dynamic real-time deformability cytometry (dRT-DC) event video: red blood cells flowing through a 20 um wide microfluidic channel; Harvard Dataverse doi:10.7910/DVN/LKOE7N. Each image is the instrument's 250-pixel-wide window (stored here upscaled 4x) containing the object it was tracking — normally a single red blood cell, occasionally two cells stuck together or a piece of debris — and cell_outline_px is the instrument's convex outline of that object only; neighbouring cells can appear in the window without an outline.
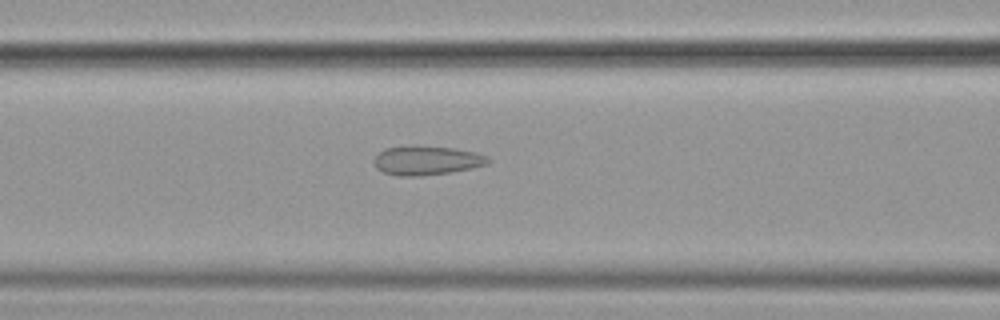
{"species": "common noctule bat (a hibernating species)", "species_latin": "Nyctalus noctula", "temperature_condition": "cold", "stored_images_in_passage": 56, "camera_frame_rate_fps": 3000, "um_per_image_px": 0.085, "animal": {"sex": "female", "body_mass_g": 19.9}, "frame": {"image": 1, "passage_image": 24, "time_ms": 7.667, "image_size_px": [1000, 320], "cell_outline_px": [[492, 160], [488, 164], [472, 168], [448, 172], [420, 176], [400, 176], [384, 172], [376, 168], [372, 160], [384, 148], [412, 144], [452, 148], [476, 152]], "centroid_in_image_um": [36.23, 13.62], "position_along_channel_um": 130.4, "area_um2": 19.54}}
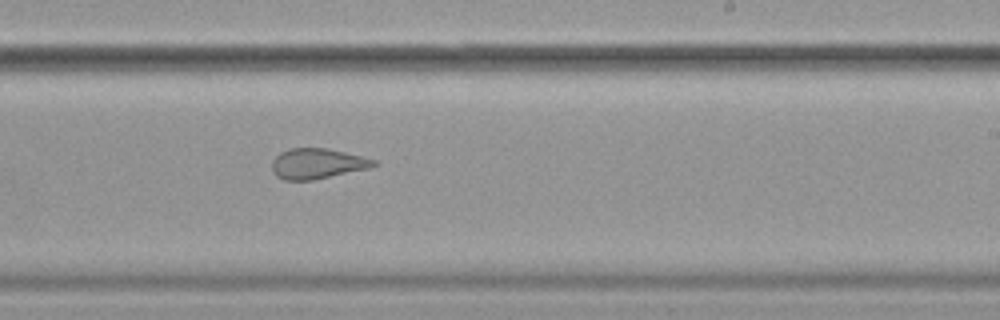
{"frame": {"image": 2, "passage_image": 35, "time_ms": 11.333, "image_size_px": [1000, 320], "cell_outline_px": [[380, 164], [368, 168], [312, 180], [284, 180], [276, 176], [272, 172], [272, 160], [280, 152], [288, 148], [328, 148], [364, 156], [376, 160]], "centroid_in_image_um": [26.97, 13.89], "position_along_channel_um": 262.0, "area_um2": 18.15}}
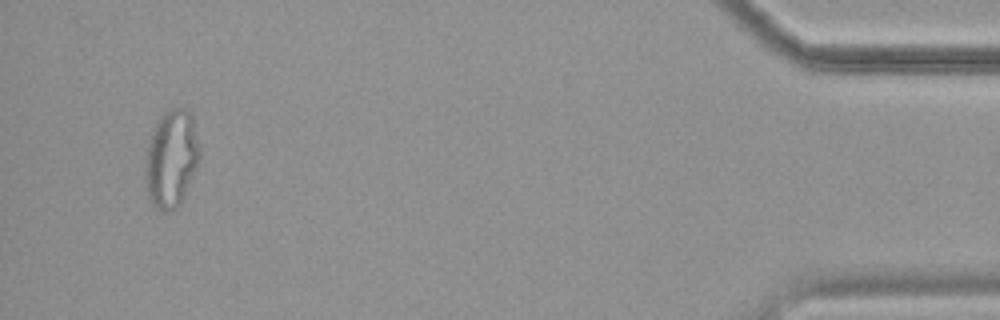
{"frame": {"image": 3, "passage_image": 54, "time_ms": 17.667, "image_size_px": [1000, 320], "cell_outline_px": [[200, 160], [184, 196], [180, 204], [176, 208], [156, 208], [152, 204], [148, 196], [144, 180], [144, 156], [152, 132], [160, 116], [164, 112], [172, 108], [184, 108], [192, 112], [200, 152]], "centroid_in_image_um": [14.55, 13.45], "position_along_channel_um": 420.6, "area_um2": 31.04}, "authors_computed_cell_mechanics": {"area_um2": 23.7847, "velocity_mm_per_s": 3.6084, "shape_relaxation_time_tau1_ms": null, "shape_relaxation_time_tau2_ms": 1.1895, "deformation_change_tau1": null, "deformation_change_tau2": 0.0815}}